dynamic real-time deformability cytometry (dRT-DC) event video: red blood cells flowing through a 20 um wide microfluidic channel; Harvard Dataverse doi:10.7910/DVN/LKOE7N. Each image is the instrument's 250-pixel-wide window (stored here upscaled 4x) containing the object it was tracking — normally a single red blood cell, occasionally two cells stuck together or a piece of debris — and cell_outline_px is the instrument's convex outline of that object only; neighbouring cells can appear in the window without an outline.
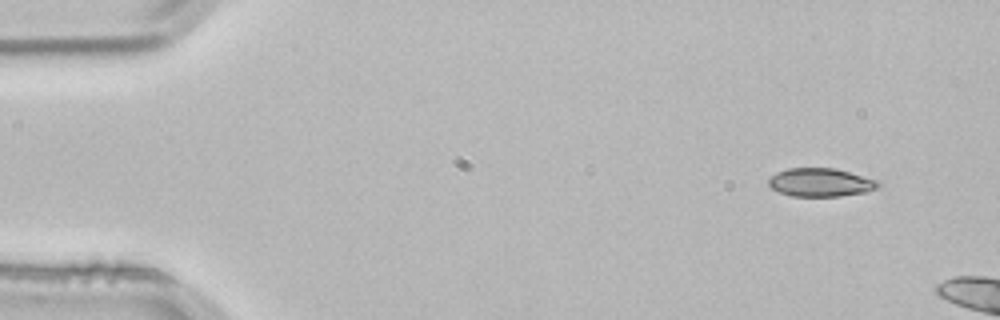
{"species": "common noctule bat (a hibernating species)", "species_latin": "Nyctalus noctula", "temperature_condition": "room temperature", "stored_images_in_passage": 3, "camera_frame_rate_fps": 3000, "um_per_image_px": 0.085, "animal": {"sex": "male", "body_mass_g": 21.5, "forearm_length_mm": 52.0}, "frame": {"image": 1, "passage_image": 1, "time_ms": 0.0, "image_size_px": [1000, 320], "cell_outline_px": [[880, 184], [876, 188], [868, 192], [840, 196], [792, 196], [780, 192], [772, 188], [768, 184], [768, 180], [776, 172], [788, 168], [836, 168], [880, 180]], "centroid_in_image_um": [69.79, 15.5], "position_along_channel_um": 15.2, "area_um2": 18.26}}